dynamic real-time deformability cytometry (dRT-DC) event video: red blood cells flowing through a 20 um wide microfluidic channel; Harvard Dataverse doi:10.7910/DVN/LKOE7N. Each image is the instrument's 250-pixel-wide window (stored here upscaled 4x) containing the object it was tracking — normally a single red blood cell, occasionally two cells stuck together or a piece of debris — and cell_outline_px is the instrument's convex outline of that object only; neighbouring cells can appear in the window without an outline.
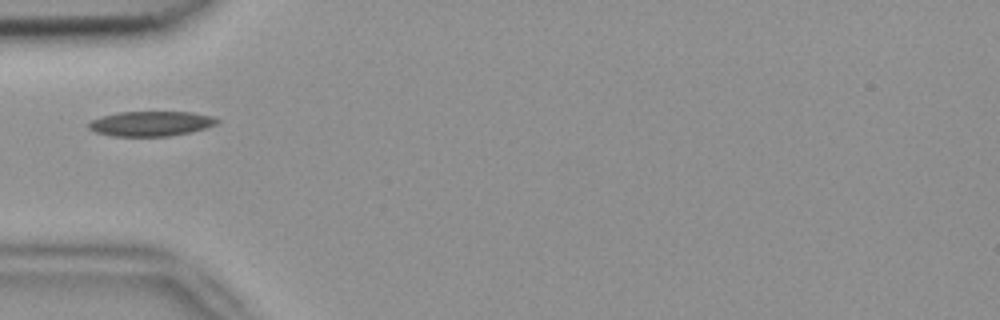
{"species": "common noctule bat (a hibernating species)", "species_latin": "Nyctalus noctula", "temperature_condition": "room temperature", "stored_images_in_passage": 1, "camera_frame_rate_fps": 3000, "um_per_image_px": 0.085, "animal": {"sex": "female", "body_mass_g": 18.4}, "frame": {"image": 1, "passage_image": 1, "time_ms": 0.0, "image_size_px": [1000, 320], "cell_outline_px": [[220, 120], [216, 124], [192, 132], [168, 136], [112, 136], [96, 132], [88, 128], [88, 124], [92, 120], [100, 116], [120, 112], [192, 112], [212, 116]], "centroid_in_image_um": [12.82, 10.51], "position_along_channel_um": 72.2, "area_um2": 18.61}}